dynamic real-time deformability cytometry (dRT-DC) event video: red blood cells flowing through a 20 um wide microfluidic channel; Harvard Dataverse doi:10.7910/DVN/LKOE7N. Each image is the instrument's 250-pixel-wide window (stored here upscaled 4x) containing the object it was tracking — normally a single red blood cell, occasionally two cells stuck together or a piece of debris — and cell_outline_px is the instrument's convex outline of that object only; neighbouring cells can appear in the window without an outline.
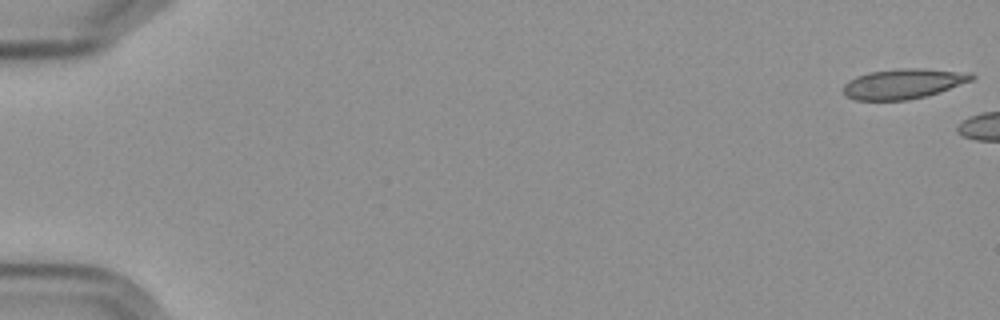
{"species": "Egyptian fruit bat (a non-hibernating species)", "species_latin": "Rousettus aegyptiacus", "temperature_condition": "cold", "stored_images_in_passage": 3, "camera_frame_rate_fps": 3000, "um_per_image_px": 0.085, "frame": {"image": 1, "passage_image": 1, "time_ms": 0.0, "image_size_px": [1000, 320], "cell_outline_px": [[976, 76], [972, 80], [940, 92], [908, 100], [856, 100], [844, 96], [844, 84], [848, 80], [856, 76], [868, 72], [896, 68], [924, 68], [972, 72]], "centroid_in_image_um": [76.79, 7.1], "position_along_channel_um": 8.2, "area_um2": 22.77}}